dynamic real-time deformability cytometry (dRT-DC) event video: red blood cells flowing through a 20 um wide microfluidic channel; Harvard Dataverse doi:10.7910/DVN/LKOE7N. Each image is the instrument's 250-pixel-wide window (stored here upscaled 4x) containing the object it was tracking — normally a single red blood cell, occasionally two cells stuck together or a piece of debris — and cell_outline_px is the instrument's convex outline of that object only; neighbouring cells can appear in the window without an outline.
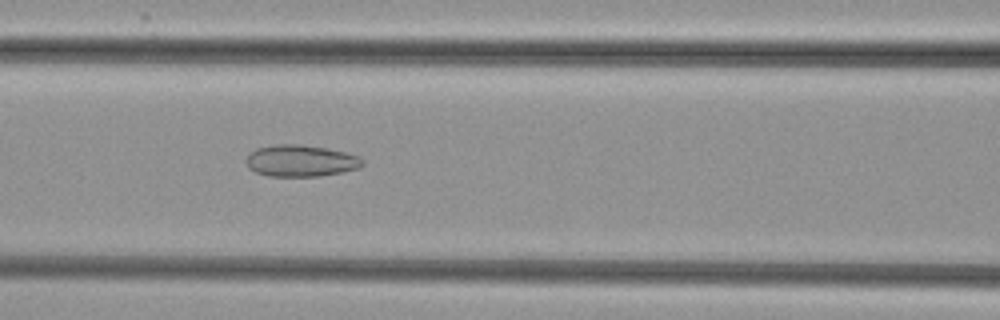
{"species": "common noctule bat (a hibernating species)", "species_latin": "Nyctalus noctula", "temperature_condition": "cold", "stored_images_in_passage": 43, "camera_frame_rate_fps": 3000, "um_per_image_px": 0.085, "animal": {"sex": "female", "body_mass_g": 29.2, "forearm_length_mm": 56.3}, "frame": {"image": 1, "passage_image": 13, "time_ms": 4.0, "image_size_px": [1000, 320], "cell_outline_px": [[364, 164], [360, 168], [320, 176], [268, 176], [256, 172], [248, 168], [244, 160], [256, 148], [276, 144], [300, 144], [324, 148], [344, 152], [360, 156], [364, 160]], "centroid_in_image_um": [25.56, 13.67], "position_along_channel_um": 141.0, "area_um2": 21.5}}
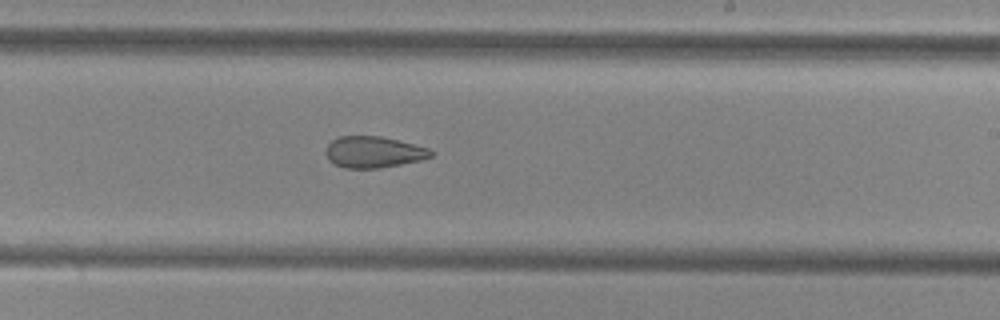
{"frame": {"image": 2, "passage_image": 22, "time_ms": 7.0, "image_size_px": [1000, 320], "cell_outline_px": [[436, 152], [432, 156], [420, 160], [380, 168], [344, 168], [328, 160], [324, 152], [328, 144], [332, 140], [340, 136], [380, 136], [428, 148]], "centroid_in_image_um": [31.73, 12.93], "position_along_channel_um": 257.3, "area_um2": 19.13}}
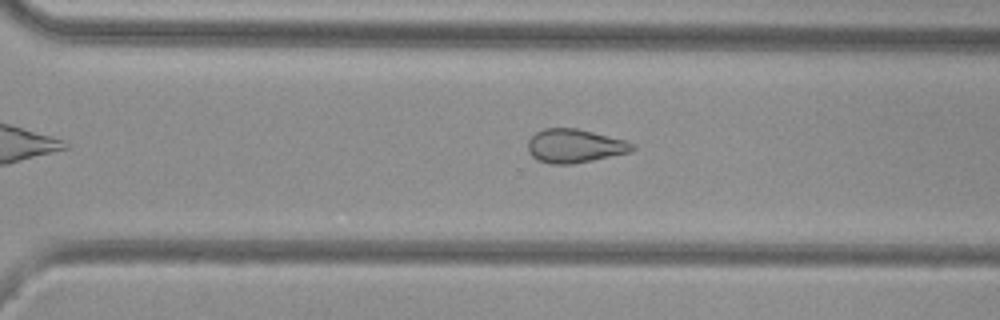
{"frame": {"image": 3, "passage_image": 27, "time_ms": 8.667, "image_size_px": [1000, 320], "cell_outline_px": [[636, 148], [628, 152], [592, 160], [572, 164], [552, 164], [536, 160], [528, 152], [528, 140], [536, 132], [544, 128], [576, 128], [624, 140], [636, 144]], "centroid_in_image_um": [48.81, 12.4], "position_along_channel_um": 321.8, "area_um2": 20.35}}